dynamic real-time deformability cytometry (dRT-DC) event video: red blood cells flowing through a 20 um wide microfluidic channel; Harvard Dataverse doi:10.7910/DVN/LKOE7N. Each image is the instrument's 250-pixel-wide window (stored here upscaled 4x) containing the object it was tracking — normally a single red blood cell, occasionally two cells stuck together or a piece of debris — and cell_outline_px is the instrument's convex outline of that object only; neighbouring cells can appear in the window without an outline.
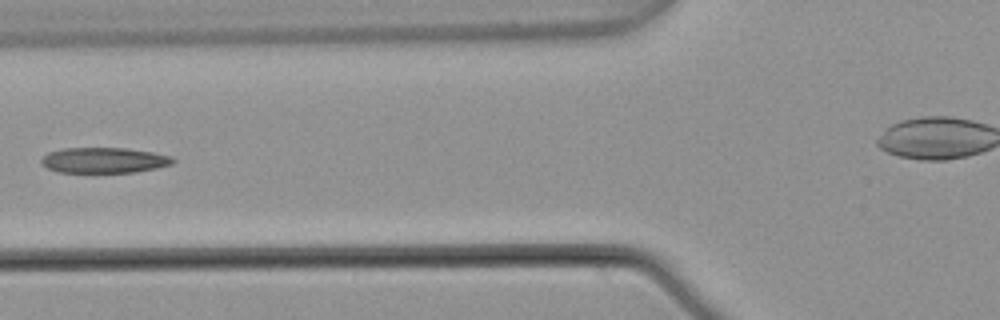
{"species": "common noctule bat (a hibernating species)", "species_latin": "Nyctalus noctula", "temperature_condition": "warm", "stored_images_in_passage": 6, "camera_frame_rate_fps": 3000, "um_per_image_px": 0.085, "animal": {"sex": "male", "body_mass_g": 21.5, "forearm_length_mm": 52.0}, "frame": {"image": 1, "passage_image": 5, "time_ms": 1.333, "image_size_px": [1000, 320], "cell_outline_px": [[176, 160], [172, 164], [156, 168], [136, 172], [60, 172], [48, 168], [40, 164], [40, 160], [48, 152], [64, 148], [128, 148], [152, 152], [172, 156]], "centroid_in_image_um": [8.85, 13.61], "position_along_channel_um": 116.9, "area_um2": 19.59}}
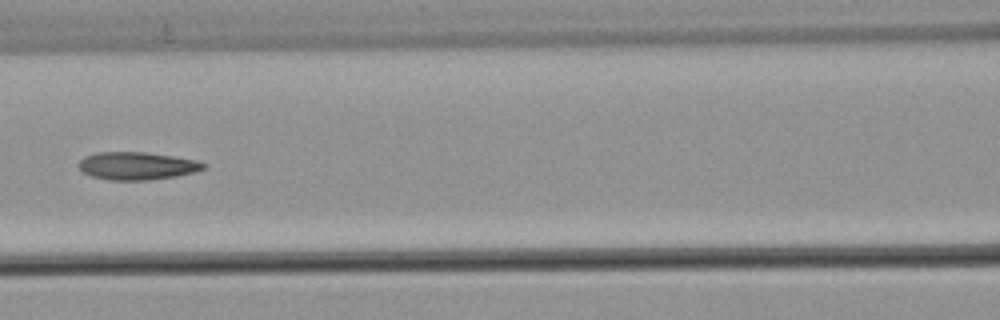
{"frame": {"image": 2, "passage_image": 6, "time_ms": 1.667, "image_size_px": [1000, 320], "cell_outline_px": [[208, 164], [204, 168], [196, 172], [176, 176], [148, 180], [108, 180], [92, 176], [84, 172], [76, 164], [84, 156], [96, 152], [144, 152], [172, 156], [196, 160]], "centroid_in_image_um": [11.63, 14.09], "position_along_channel_um": 155.0, "area_um2": 20.23}}